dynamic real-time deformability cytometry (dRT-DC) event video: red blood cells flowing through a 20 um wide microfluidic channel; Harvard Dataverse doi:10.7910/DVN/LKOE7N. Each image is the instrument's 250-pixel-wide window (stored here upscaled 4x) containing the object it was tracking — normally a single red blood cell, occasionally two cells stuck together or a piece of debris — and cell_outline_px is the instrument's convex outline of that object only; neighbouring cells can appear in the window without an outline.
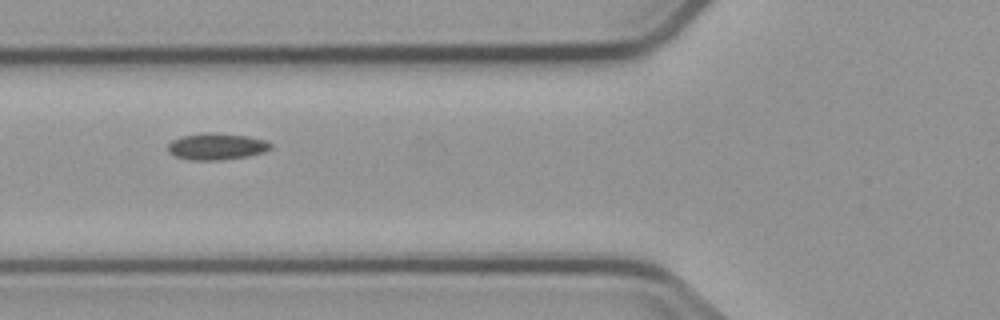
{"species": "common noctule bat (a hibernating species)", "species_latin": "Nyctalus noctula", "temperature_condition": "cold", "stored_images_in_passage": 6, "camera_frame_rate_fps": 3000, "um_per_image_px": 0.085, "animal": {"sex": "male", "body_mass_g": 23.1, "forearm_length_mm": 52.7}, "frame": {"image": 1, "passage_image": 2, "time_ms": 1.333, "image_size_px": [1000, 320], "cell_outline_px": [[272, 148], [264, 152], [248, 156], [220, 160], [192, 160], [176, 156], [168, 152], [168, 144], [172, 140], [184, 136], [204, 132], [212, 132], [248, 136], [268, 140], [272, 144]], "centroid_in_image_um": [18.45, 12.44], "position_along_channel_um": 107.3, "area_um2": 16.01}}
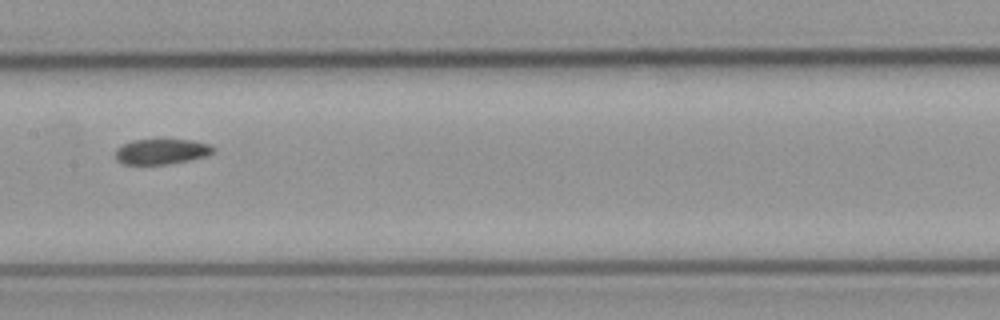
{"frame": {"image": 2, "passage_image": 4, "time_ms": 3.667, "image_size_px": [1000, 320], "cell_outline_px": [[216, 152], [208, 156], [168, 164], [124, 164], [116, 160], [116, 148], [132, 140], [164, 136], [192, 140], [212, 144], [216, 148]], "centroid_in_image_um": [13.8, 12.82], "position_along_channel_um": 193.6, "area_um2": 15.43}}
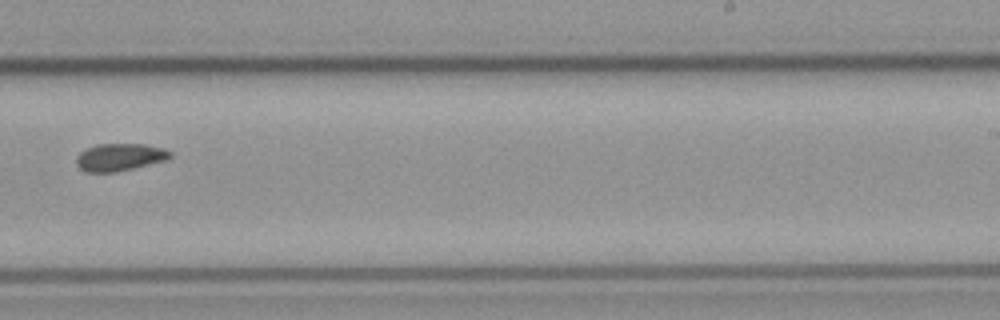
{"frame": {"image": 3, "passage_image": 6, "time_ms": 6.0, "image_size_px": [1000, 320], "cell_outline_px": [[172, 156], [164, 160], [116, 172], [84, 172], [76, 164], [76, 156], [80, 152], [96, 144], [144, 144], [164, 148], [172, 152]], "centroid_in_image_um": [10.15, 13.35], "position_along_channel_um": 278.9, "area_um2": 14.91}}